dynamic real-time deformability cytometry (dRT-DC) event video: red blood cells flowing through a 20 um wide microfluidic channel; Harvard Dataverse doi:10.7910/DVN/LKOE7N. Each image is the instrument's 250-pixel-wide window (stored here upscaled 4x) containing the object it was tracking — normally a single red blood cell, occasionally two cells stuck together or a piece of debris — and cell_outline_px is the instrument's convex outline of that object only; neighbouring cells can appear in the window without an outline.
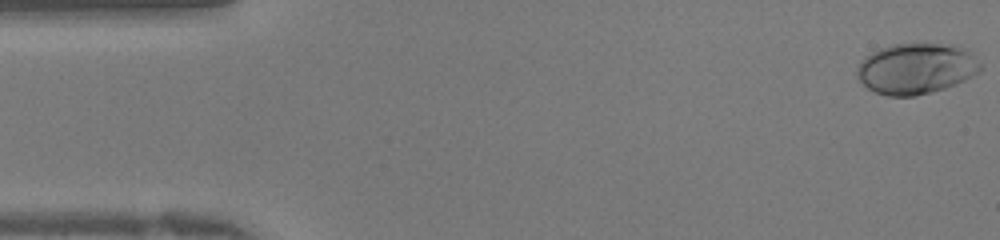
{"species": "human", "species_latin": "Homo sapiens", "temperature_condition": "warm", "stored_images_in_passage": 42, "camera_frame_rate_fps": 3000, "um_per_image_px": 0.085, "donor": {"sex": "female"}, "frame": {"image": 1, "passage_image": 1, "time_ms": 0.0, "image_size_px": [1000, 240], "cell_outline_px": [[984, 68], [980, 72], [956, 84], [944, 88], [912, 96], [888, 96], [876, 92], [868, 88], [856, 76], [856, 68], [864, 56], [880, 48], [892, 44], [956, 44], [968, 48]], "centroid_in_image_um": [77.9, 5.81], "position_along_channel_um": 7.1, "area_um2": 36.76}}
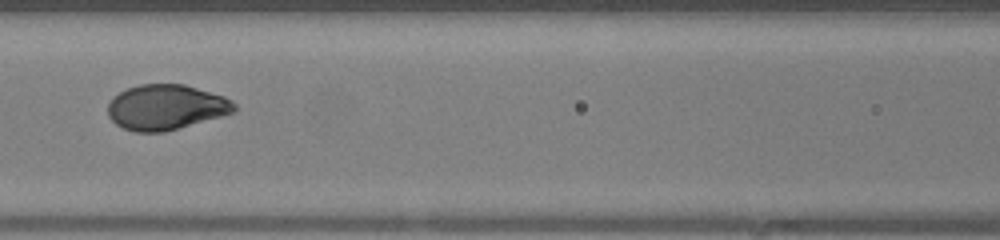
{"frame": {"image": 2, "passage_image": 18, "time_ms": 5.667, "image_size_px": [1000, 240], "cell_outline_px": [[236, 112], [164, 132], [136, 132], [124, 128], [116, 124], [108, 116], [108, 104], [112, 96], [128, 88], [140, 84], [184, 84], [224, 96], [232, 100], [236, 104]], "centroid_in_image_um": [14.11, 9.11], "position_along_channel_um": 152.5, "area_um2": 33.35}}
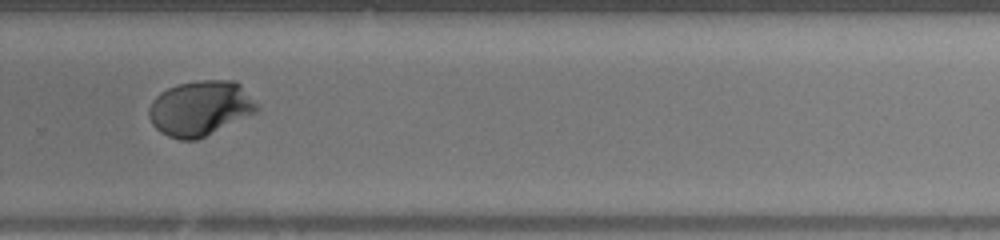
{"frame": {"image": 3, "passage_image": 28, "time_ms": 9.0, "image_size_px": [1000, 240], "cell_outline_px": [[260, 108], [256, 112], [196, 140], [180, 140], [168, 136], [160, 132], [152, 124], [148, 116], [148, 108], [152, 100], [160, 92], [168, 88], [180, 84], [196, 80], [236, 80], [260, 104]], "centroid_in_image_um": [17.02, 9.19], "position_along_channel_um": 312.8, "area_um2": 34.8}}